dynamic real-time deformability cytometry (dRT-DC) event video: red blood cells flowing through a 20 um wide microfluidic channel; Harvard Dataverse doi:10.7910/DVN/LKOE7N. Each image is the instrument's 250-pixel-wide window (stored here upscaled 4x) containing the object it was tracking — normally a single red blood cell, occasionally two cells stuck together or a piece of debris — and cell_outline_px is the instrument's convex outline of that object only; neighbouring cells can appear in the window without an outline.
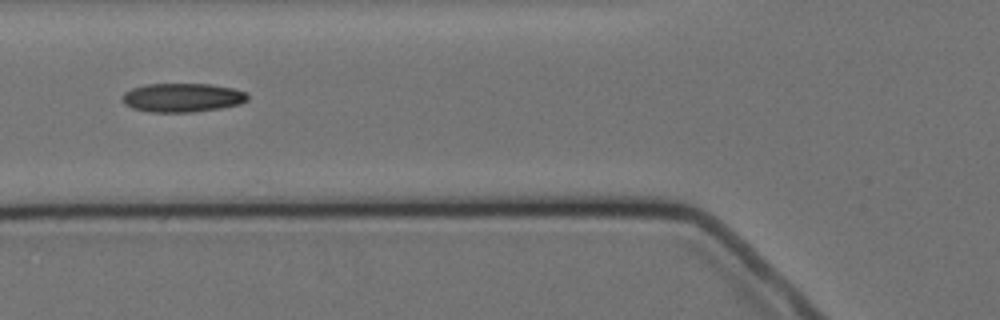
{"species": "Egyptian fruit bat (a non-hibernating species)", "species_latin": "Rousettus aegyptiacus", "temperature_condition": "cold", "stored_images_in_passage": 17, "camera_frame_rate_fps": 3000, "um_per_image_px": 0.085, "animal": {"sex": "female"}, "frame": {"image": 1, "passage_image": 7, "time_ms": 8.0, "image_size_px": [1000, 320], "cell_outline_px": [[248, 100], [240, 104], [220, 108], [192, 112], [148, 112], [132, 108], [124, 104], [120, 96], [124, 92], [132, 88], [148, 84], [208, 84], [232, 88], [244, 92], [248, 96]], "centroid_in_image_um": [15.45, 8.3], "position_along_channel_um": 110.3, "area_um2": 21.1}}
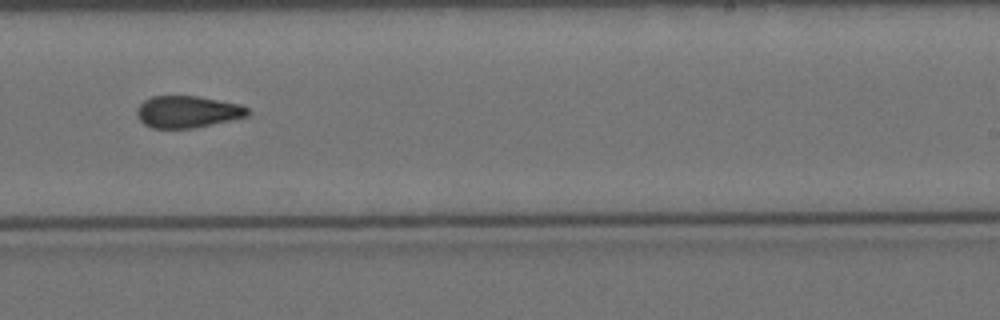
{"frame": {"image": 2, "passage_image": 11, "time_ms": 12.667, "image_size_px": [1000, 320], "cell_outline_px": [[248, 116], [192, 128], [152, 128], [144, 124], [136, 116], [136, 108], [144, 100], [152, 96], [196, 96], [240, 104], [248, 108]], "centroid_in_image_um": [15.89, 9.5], "position_along_channel_um": 273.1, "area_um2": 20.46}}
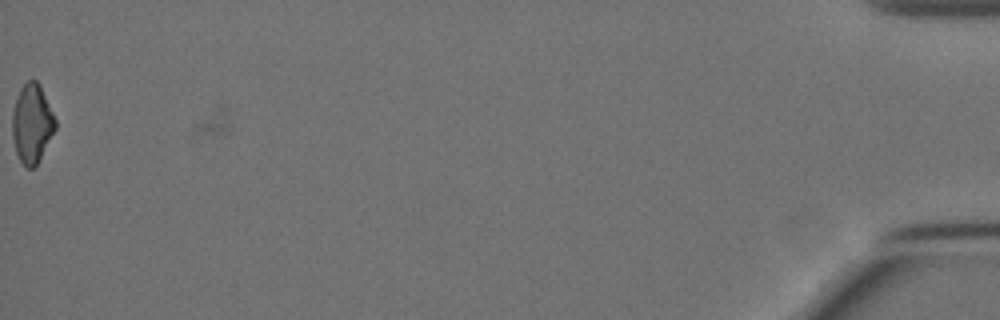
{"frame": {"image": 3, "passage_image": 17, "time_ms": 20.333, "image_size_px": [1000, 320], "cell_outline_px": [[56, 128], [36, 164], [32, 168], [28, 168], [20, 160], [16, 152], [12, 136], [12, 112], [20, 88], [28, 80], [36, 80], [40, 84], [56, 120]], "centroid_in_image_um": [2.71, 10.47], "position_along_channel_um": 432.5, "area_um2": 19.48}}